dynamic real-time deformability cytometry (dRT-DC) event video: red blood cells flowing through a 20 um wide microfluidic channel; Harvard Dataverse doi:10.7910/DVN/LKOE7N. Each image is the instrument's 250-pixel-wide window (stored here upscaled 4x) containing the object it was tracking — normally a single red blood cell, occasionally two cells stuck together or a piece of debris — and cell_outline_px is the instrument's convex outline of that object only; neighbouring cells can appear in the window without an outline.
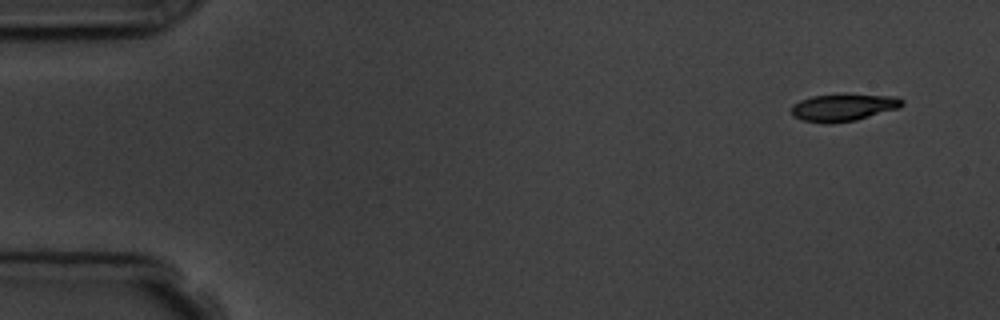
{"species": "common noctule bat (a hibernating species)", "species_latin": "Nyctalus noctula", "temperature_condition": "room temperature", "stored_images_in_passage": 4, "camera_frame_rate_fps": 3000, "um_per_image_px": 0.085, "animal": {"sex": "male", "body_mass_g": 19.5, "forearm_length_mm": 54.6}, "frame": {"image": 1, "passage_image": 1, "time_ms": 0.0, "image_size_px": [1000, 320], "cell_outline_px": [[904, 104], [900, 108], [856, 120], [832, 124], [824, 124], [800, 120], [792, 116], [792, 104], [800, 100], [812, 96], [900, 96], [904, 100]], "centroid_in_image_um": [71.67, 9.18], "position_along_channel_um": 13.3, "area_um2": 17.34}}